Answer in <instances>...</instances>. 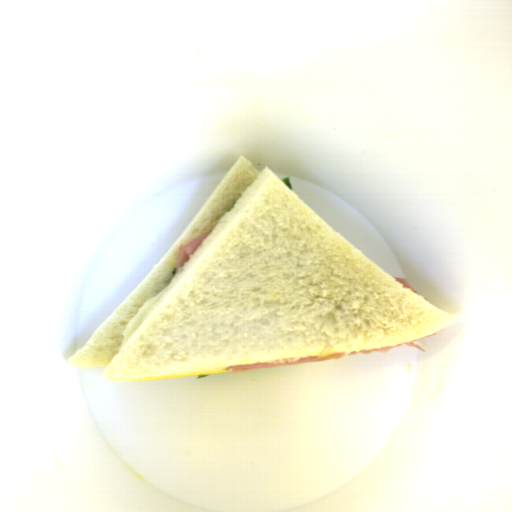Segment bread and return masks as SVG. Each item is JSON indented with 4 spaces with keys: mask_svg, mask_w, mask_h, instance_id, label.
Masks as SVG:
<instances>
[{
    "mask_svg": "<svg viewBox=\"0 0 512 512\" xmlns=\"http://www.w3.org/2000/svg\"><path fill=\"white\" fill-rule=\"evenodd\" d=\"M281 180L239 157L70 365L137 382L385 348L455 324L457 317L403 287ZM208 231L173 276L179 247ZM170 282L122 347L129 321Z\"/></svg>",
    "mask_w": 512,
    "mask_h": 512,
    "instance_id": "8d2b1439",
    "label": "bread"
}]
</instances>
